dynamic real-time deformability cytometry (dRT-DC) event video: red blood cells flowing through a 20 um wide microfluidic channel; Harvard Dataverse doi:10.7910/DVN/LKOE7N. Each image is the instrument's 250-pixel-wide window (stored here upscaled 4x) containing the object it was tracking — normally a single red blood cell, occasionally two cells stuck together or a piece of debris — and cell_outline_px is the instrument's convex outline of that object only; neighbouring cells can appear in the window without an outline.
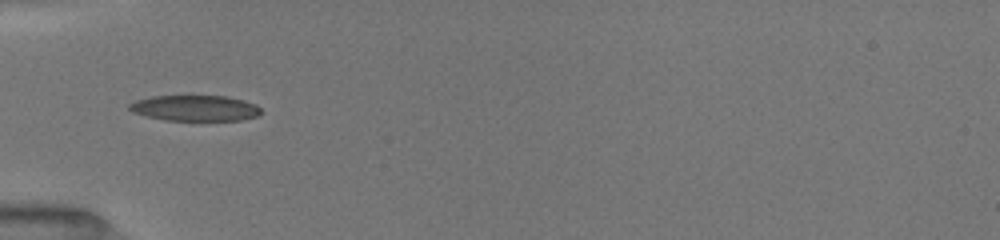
{"species": "common noctule bat (a hibernating species)", "species_latin": "Nyctalus noctula", "temperature_condition": "room temperature", "stored_images_in_passage": 11, "camera_frame_rate_fps": 3000, "um_per_image_px": 0.085, "animal": {"sex": "female", "body_mass_g": 19.5, "forearm_length_mm": 54.1}, "frame": {"image": 1, "passage_image": 7, "time_ms": 5.333, "image_size_px": [1000, 240], "cell_outline_px": [[260, 116], [240, 120], [164, 120], [132, 112], [128, 108], [128, 104], [136, 100], [152, 96], [228, 96], [244, 100], [256, 104], [260, 108]], "centroid_in_image_um": [16.59, 9.18], "position_along_channel_um": 68.4, "area_um2": 19.77}}
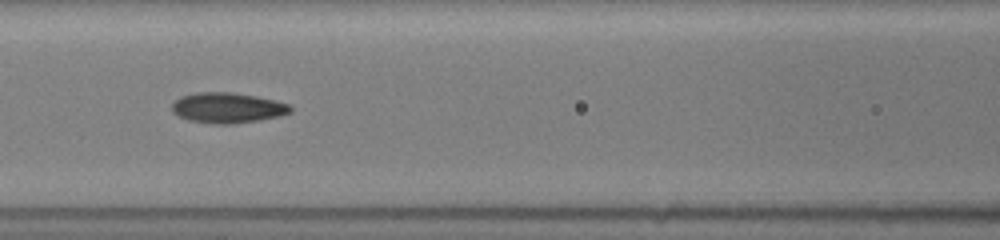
{"frame": {"image": 2, "passage_image": 9, "time_ms": 7.333, "image_size_px": [1000, 240], "cell_outline_px": [[292, 112], [280, 116], [260, 120], [236, 124], [216, 124], [188, 120], [172, 112], [172, 104], [180, 96], [196, 92], [232, 92], [256, 96], [276, 100], [288, 104], [292, 108]], "centroid_in_image_um": [19.35, 9.16], "position_along_channel_um": 147.2, "area_um2": 21.15}}
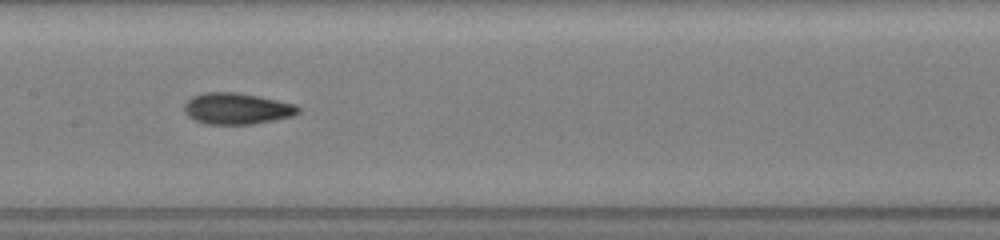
{"frame": {"image": 3, "passage_image": 10, "time_ms": 8.333, "image_size_px": [1000, 240], "cell_outline_px": [[300, 112], [292, 116], [252, 124], [204, 124], [192, 120], [184, 112], [184, 104], [192, 96], [204, 92], [236, 92], [296, 104], [300, 108]], "centroid_in_image_um": [20.09, 9.23], "position_along_channel_um": 187.3, "area_um2": 20.81}}